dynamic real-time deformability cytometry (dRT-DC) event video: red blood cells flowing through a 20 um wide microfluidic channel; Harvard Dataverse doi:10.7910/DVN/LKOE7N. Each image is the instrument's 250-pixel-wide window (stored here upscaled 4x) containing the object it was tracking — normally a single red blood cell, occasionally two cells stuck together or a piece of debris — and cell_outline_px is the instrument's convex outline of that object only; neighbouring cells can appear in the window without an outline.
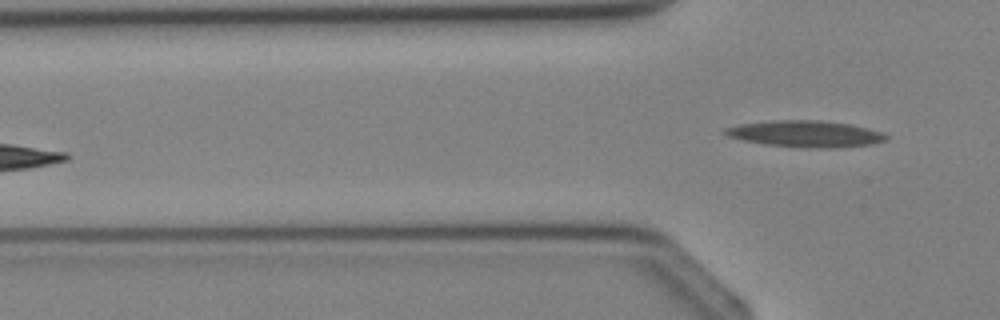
{"species": "Egyptian fruit bat (a non-hibernating species)", "species_latin": "Rousettus aegyptiacus", "temperature_condition": "cold", "stored_images_in_passage": 4, "camera_frame_rate_fps": 3000, "um_per_image_px": 0.085, "animal": {"sex": "female"}, "frame": {"image": 1, "passage_image": 4, "time_ms": 3.333, "image_size_px": [1000, 320], "cell_outline_px": [[888, 140], [872, 144], [836, 148], [804, 148], [764, 144], [744, 140], [728, 136], [724, 132], [724, 128], [740, 124], [772, 120], [820, 120], [852, 124], [880, 132], [888, 136]], "centroid_in_image_um": [68.49, 11.38], "position_along_channel_um": 57.3, "area_um2": 24.91}}